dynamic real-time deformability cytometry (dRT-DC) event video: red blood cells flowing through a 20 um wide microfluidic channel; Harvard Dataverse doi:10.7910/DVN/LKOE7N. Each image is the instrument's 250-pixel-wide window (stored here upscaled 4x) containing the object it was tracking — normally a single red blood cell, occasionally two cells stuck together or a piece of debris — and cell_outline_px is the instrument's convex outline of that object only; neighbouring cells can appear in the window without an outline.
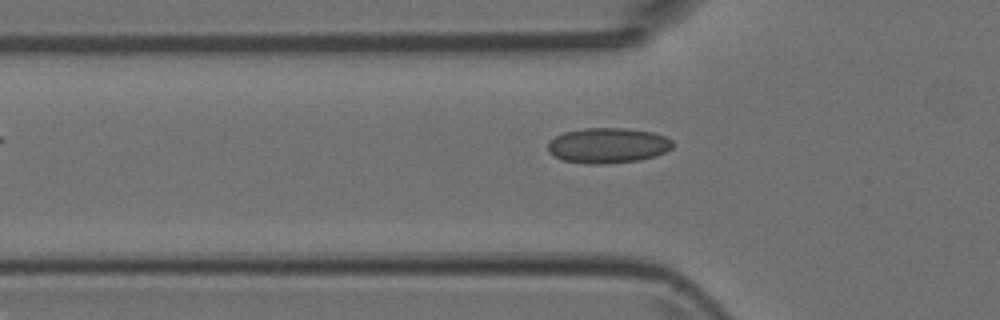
{"species": "Egyptian fruit bat (a non-hibernating species)", "species_latin": "Rousettus aegyptiacus", "temperature_condition": "room temperature", "stored_images_in_passage": 4, "camera_frame_rate_fps": 3000, "um_per_image_px": 0.085, "animal": {"sex": "female"}, "frame": {"image": 1, "passage_image": 4, "time_ms": 1.0, "image_size_px": [1000, 320], "cell_outline_px": [[672, 148], [656, 156], [640, 160], [600, 164], [584, 164], [564, 160], [548, 152], [548, 140], [564, 132], [584, 128], [628, 128], [652, 132], [664, 136], [672, 140]], "centroid_in_image_um": [51.66, 12.36], "position_along_channel_um": 74.1, "area_um2": 25.72}}